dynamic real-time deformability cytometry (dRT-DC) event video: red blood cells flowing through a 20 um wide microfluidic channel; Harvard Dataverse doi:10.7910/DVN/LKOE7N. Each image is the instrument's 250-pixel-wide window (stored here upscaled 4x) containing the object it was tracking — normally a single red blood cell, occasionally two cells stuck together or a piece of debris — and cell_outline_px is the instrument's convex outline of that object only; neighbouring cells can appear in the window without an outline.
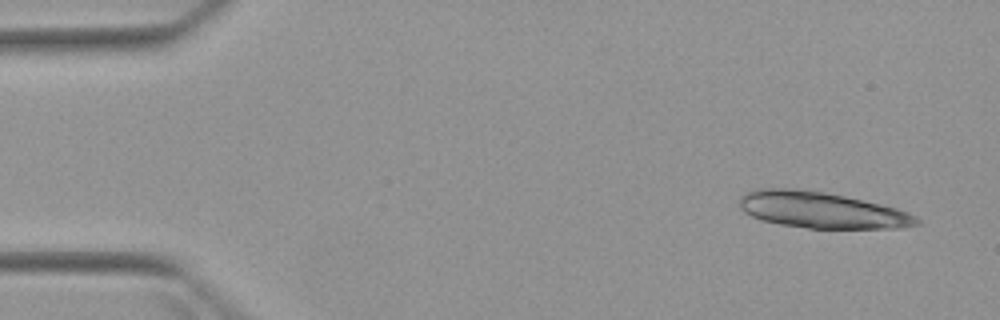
{"species": "Egyptian fruit bat (a non-hibernating species)", "species_latin": "Rousettus aegyptiacus", "temperature_condition": "warm", "stored_images_in_passage": 4, "camera_frame_rate_fps": 3000, "um_per_image_px": 0.085, "animal": {"sex": "female"}, "frame": {"image": 1, "passage_image": 1, "time_ms": 0.0, "image_size_px": [1000, 320], "cell_outline_px": [[920, 224], [900, 228], [808, 228], [780, 224], [760, 220], [744, 212], [740, 208], [740, 196], [748, 192], [760, 188], [796, 188], [824, 192], [844, 196], [880, 204], [896, 208], [908, 212], [916, 216], [920, 220]], "centroid_in_image_um": [69.82, 17.85], "position_along_channel_um": 15.2, "area_um2": 37.28}}